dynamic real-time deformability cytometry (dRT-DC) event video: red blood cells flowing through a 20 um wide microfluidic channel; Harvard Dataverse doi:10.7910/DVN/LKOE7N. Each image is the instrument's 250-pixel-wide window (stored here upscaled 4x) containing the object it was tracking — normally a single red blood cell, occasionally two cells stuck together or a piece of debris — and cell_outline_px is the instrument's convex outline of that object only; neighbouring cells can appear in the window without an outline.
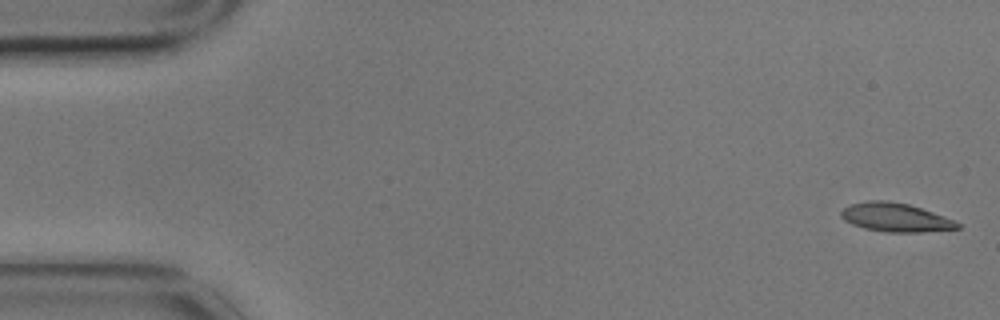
{"species": "common noctule bat (a hibernating species)", "species_latin": "Nyctalus noctula", "temperature_condition": "cold", "stored_images_in_passage": 11, "camera_frame_rate_fps": 3000, "um_per_image_px": 0.085, "animal": {"sex": "male", "body_mass_g": 17.9}, "frame": {"image": 1, "passage_image": 1, "time_ms": 0.0, "image_size_px": [1000, 320], "cell_outline_px": [[960, 228], [924, 232], [884, 232], [864, 228], [852, 224], [844, 220], [840, 216], [840, 212], [844, 208], [852, 204], [868, 200], [888, 200], [908, 204], [944, 216], [960, 224]], "centroid_in_image_um": [76.08, 18.48], "position_along_channel_um": 8.9, "area_um2": 19.36}}
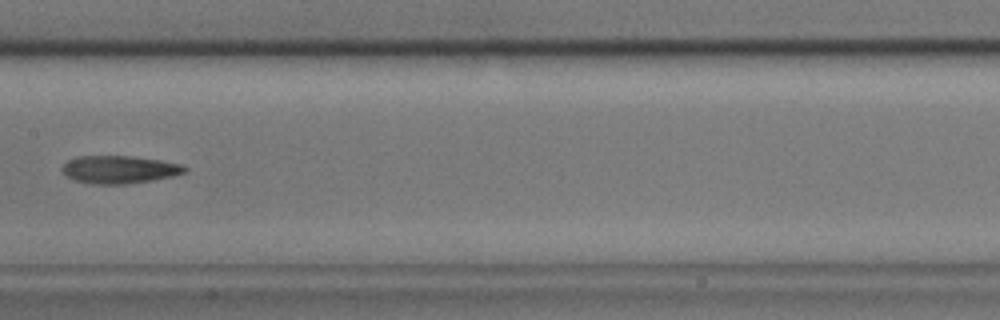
{"frame": {"image": 2, "passage_image": 8, "time_ms": 2.333, "image_size_px": [1000, 320], "cell_outline_px": [[188, 172], [172, 176], [152, 180], [128, 184], [92, 184], [76, 180], [68, 176], [60, 168], [68, 160], [80, 156], [128, 156], [160, 160], [180, 164], [188, 168]], "centroid_in_image_um": [10.17, 14.41], "position_along_channel_um": 197.2, "area_um2": 19.71}}
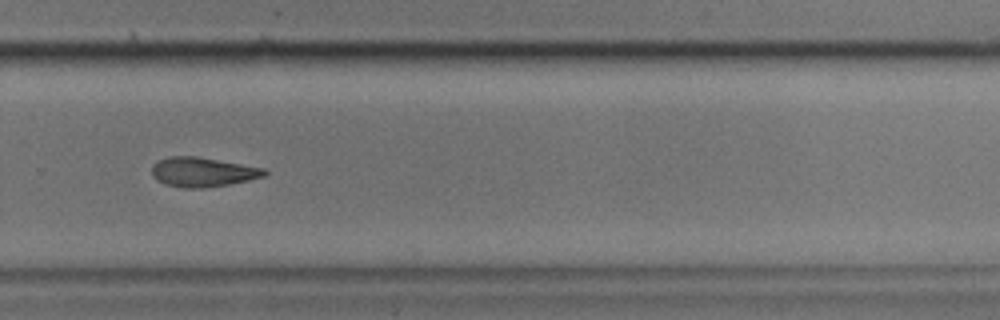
{"frame": {"image": 3, "passage_image": 11, "time_ms": 3.333, "image_size_px": [1000, 320], "cell_outline_px": [[268, 172], [264, 176], [248, 180], [228, 184], [200, 188], [184, 188], [164, 184], [156, 180], [152, 176], [152, 164], [156, 160], [168, 156], [196, 156], [264, 168]], "centroid_in_image_um": [17.16, 14.61], "position_along_channel_um": 312.6, "area_um2": 19.36}}